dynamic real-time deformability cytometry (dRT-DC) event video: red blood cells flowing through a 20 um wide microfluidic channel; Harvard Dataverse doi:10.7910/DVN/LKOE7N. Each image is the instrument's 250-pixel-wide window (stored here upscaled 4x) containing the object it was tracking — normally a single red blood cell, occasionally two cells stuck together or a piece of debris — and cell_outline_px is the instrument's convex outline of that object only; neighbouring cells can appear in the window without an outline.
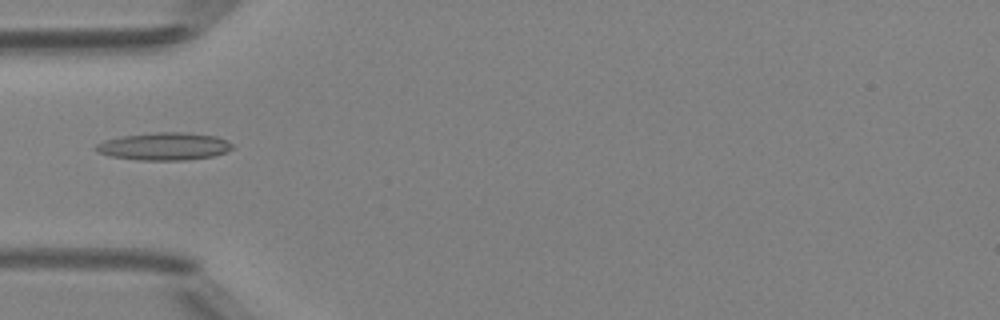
{"species": "Egyptian fruit bat (a non-hibernating species)", "species_latin": "Rousettus aegyptiacus", "temperature_condition": "room temperature", "stored_images_in_passage": 34, "camera_frame_rate_fps": 3000, "um_per_image_px": 0.085, "animal": {"sex": "female"}, "frame": {"image": 1, "passage_image": 1, "time_ms": 0.0, "image_size_px": [1000, 320], "cell_outline_px": [[232, 148], [224, 152], [212, 156], [184, 160], [140, 160], [112, 156], [96, 152], [92, 148], [96, 144], [104, 140], [120, 136], [156, 132], [184, 132], [216, 136], [232, 144]], "centroid_in_image_um": [13.88, 12.43], "position_along_channel_um": 71.1, "area_um2": 21.85}}
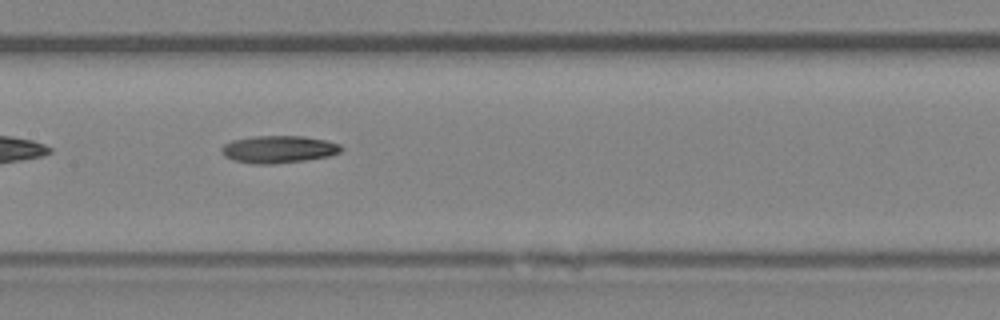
{"frame": {"image": 2, "passage_image": 9, "time_ms": 2.667, "image_size_px": [1000, 320], "cell_outline_px": [[344, 148], [340, 152], [328, 156], [304, 160], [276, 164], [252, 164], [236, 160], [224, 156], [220, 152], [220, 148], [224, 144], [232, 140], [256, 136], [304, 136], [324, 140], [340, 144]], "centroid_in_image_um": [23.66, 12.69], "position_along_channel_um": 183.7, "area_um2": 19.07}}
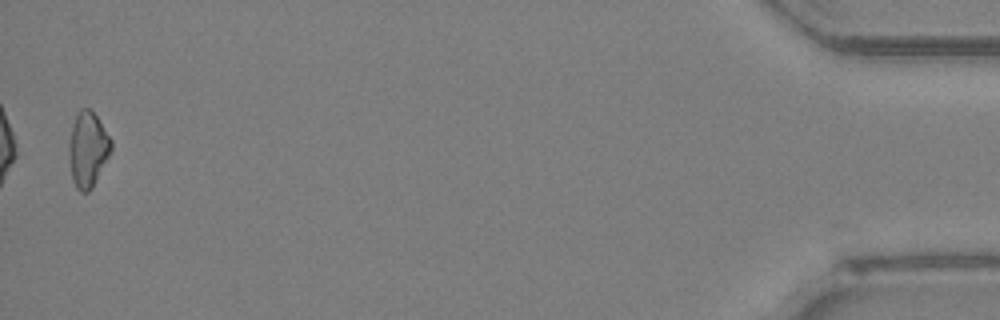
{"frame": {"image": 3, "passage_image": 33, "time_ms": 10.667, "image_size_px": [1000, 320], "cell_outline_px": [[112, 148], [92, 188], [88, 192], [80, 192], [76, 188], [72, 180], [68, 156], [68, 148], [72, 128], [76, 112], [80, 108], [88, 108], [96, 116], [112, 140]], "centroid_in_image_um": [7.44, 12.7], "position_along_channel_um": 427.8, "area_um2": 18.38}}